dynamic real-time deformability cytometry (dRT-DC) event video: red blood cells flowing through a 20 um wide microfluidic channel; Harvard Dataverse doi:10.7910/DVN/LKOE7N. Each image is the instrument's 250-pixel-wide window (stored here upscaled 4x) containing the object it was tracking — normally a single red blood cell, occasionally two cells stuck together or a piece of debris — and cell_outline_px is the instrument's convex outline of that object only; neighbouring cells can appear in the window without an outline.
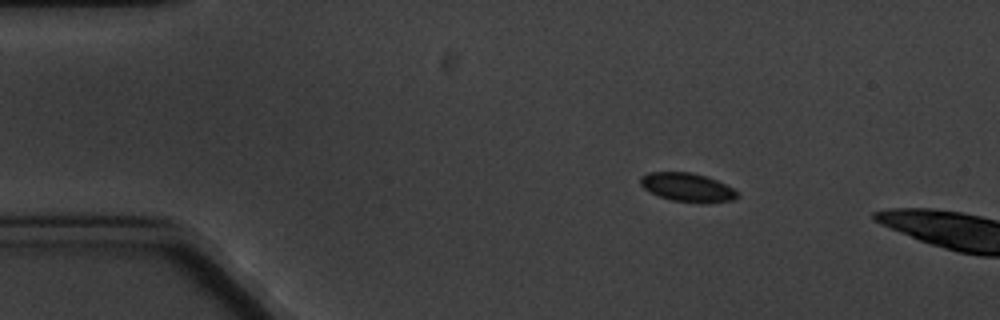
{"species": "common noctule bat (a hibernating species)", "species_latin": "Nyctalus noctula", "temperature_condition": "cold", "stored_images_in_passage": 3, "camera_frame_rate_fps": 3000, "um_per_image_px": 0.085, "animal": {"sex": "male", "body_mass_g": 20.1, "forearm_length_mm": 53.5}, "frame": {"image": 1, "passage_image": 1, "time_ms": 0.0, "image_size_px": [1000, 320], "cell_outline_px": [[740, 196], [732, 200], [704, 204], [672, 200], [660, 196], [644, 188], [640, 184], [640, 176], [648, 172], [692, 172], [716, 180], [740, 192]], "centroid_in_image_um": [58.45, 15.93], "position_along_channel_um": 26.5, "area_um2": 16.24}}